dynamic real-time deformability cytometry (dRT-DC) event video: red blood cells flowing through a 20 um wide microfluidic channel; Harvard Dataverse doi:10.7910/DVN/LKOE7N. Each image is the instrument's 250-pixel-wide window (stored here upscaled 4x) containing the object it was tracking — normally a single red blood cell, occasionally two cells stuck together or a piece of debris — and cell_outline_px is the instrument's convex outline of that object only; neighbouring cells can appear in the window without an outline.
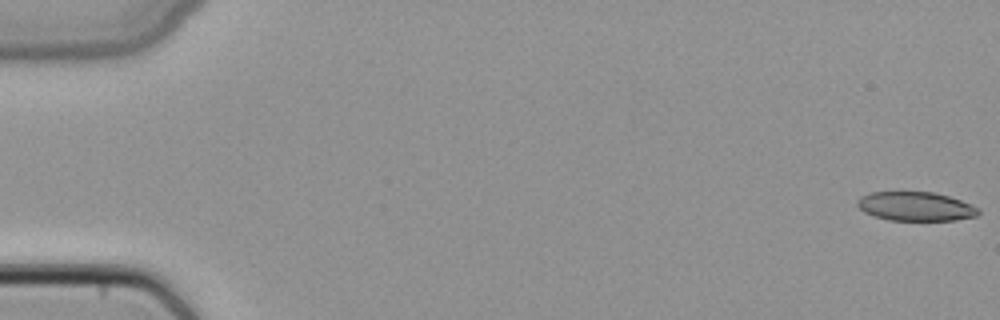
{"species": "common noctule bat (a hibernating species)", "species_latin": "Nyctalus noctula", "temperature_condition": "cold", "stored_images_in_passage": 4, "camera_frame_rate_fps": 3000, "um_per_image_px": 0.085, "animal": {"sex": "female", "body_mass_g": 22.7, "forearm_length_mm": 54.2}, "frame": {"image": 1, "passage_image": 1, "time_ms": 0.0, "image_size_px": [1000, 320], "cell_outline_px": [[980, 212], [976, 216], [956, 220], [888, 220], [864, 212], [856, 204], [856, 200], [860, 196], [872, 192], [932, 192], [948, 196], [960, 200], [980, 208]], "centroid_in_image_um": [77.82, 17.54], "position_along_channel_um": 7.2, "area_um2": 20.4}}